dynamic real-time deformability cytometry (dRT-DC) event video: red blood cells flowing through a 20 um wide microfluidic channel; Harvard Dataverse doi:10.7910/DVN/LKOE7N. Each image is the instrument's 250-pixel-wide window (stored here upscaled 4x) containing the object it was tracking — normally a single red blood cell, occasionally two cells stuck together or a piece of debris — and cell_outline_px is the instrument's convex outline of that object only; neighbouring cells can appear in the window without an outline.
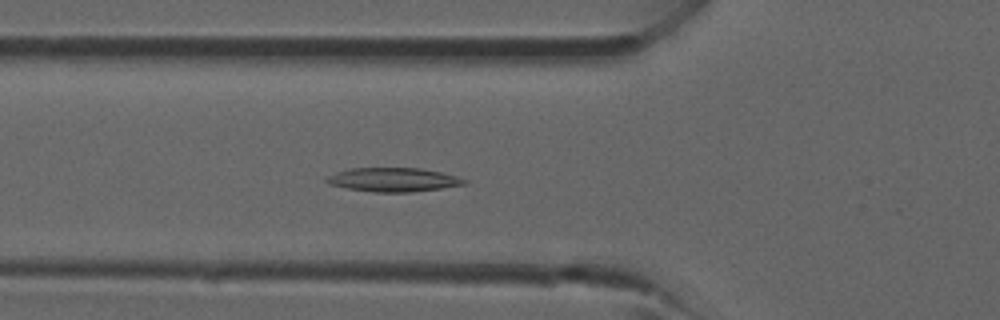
{"species": "common noctule bat (a hibernating species)", "species_latin": "Nyctalus noctula", "temperature_condition": "room temperature", "stored_images_in_passage": 40, "camera_frame_rate_fps": 3000, "um_per_image_px": 0.085, "animal": {"sex": "male", "forearm_length_mm": 52.5}, "frame": {"image": 1, "passage_image": 14, "time_ms": 4.333, "image_size_px": [1000, 320], "cell_outline_px": [[468, 180], [464, 184], [440, 188], [408, 192], [376, 192], [348, 188], [328, 184], [324, 180], [328, 176], [336, 172], [352, 168], [420, 168], [440, 172], [456, 176]], "centroid_in_image_um": [33.4, 15.27], "position_along_channel_um": 92.4, "area_um2": 18.9}}
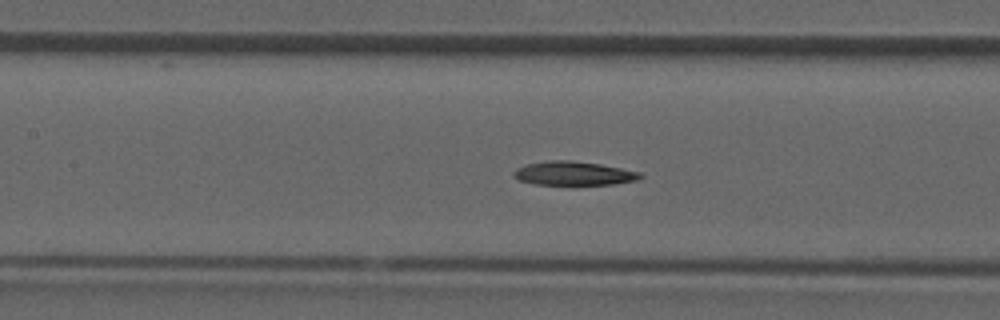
{"frame": {"image": 2, "passage_image": 18, "time_ms": 5.667, "image_size_px": [1000, 320], "cell_outline_px": [[644, 176], [640, 180], [612, 184], [536, 184], [520, 180], [512, 176], [512, 172], [516, 168], [528, 164], [548, 160], [572, 160], [600, 164], [640, 172]], "centroid_in_image_um": [48.77, 14.73], "position_along_channel_um": 158.6, "area_um2": 17.51}}
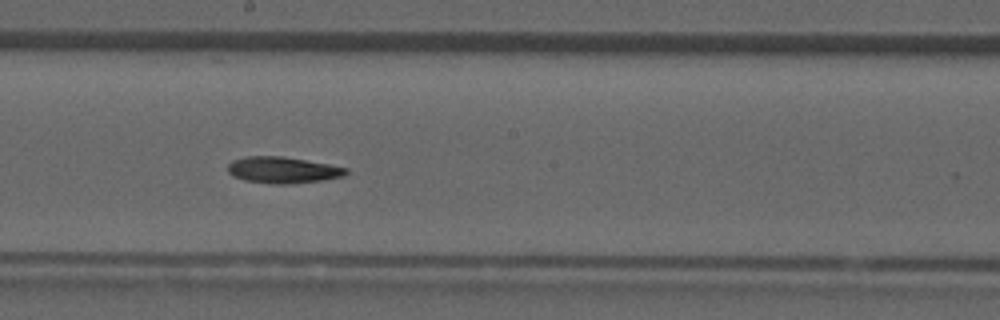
{"frame": {"image": 3, "passage_image": 22, "time_ms": 7.0, "image_size_px": [1000, 320], "cell_outline_px": [[348, 172], [344, 176], [320, 180], [288, 184], [272, 184], [244, 180], [232, 176], [228, 172], [228, 164], [232, 160], [248, 156], [284, 156], [328, 164], [348, 168]], "centroid_in_image_um": [24.01, 14.45], "position_along_channel_um": 224.2, "area_um2": 18.15}}